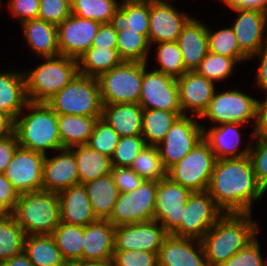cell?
Returning a JSON list of instances; mask_svg holds the SVG:
<instances>
[{
	"label": "cell",
	"instance_id": "cell-6",
	"mask_svg": "<svg viewBox=\"0 0 267 266\" xmlns=\"http://www.w3.org/2000/svg\"><path fill=\"white\" fill-rule=\"evenodd\" d=\"M46 103L60 115L102 116L97 78L79 73Z\"/></svg>",
	"mask_w": 267,
	"mask_h": 266
},
{
	"label": "cell",
	"instance_id": "cell-5",
	"mask_svg": "<svg viewBox=\"0 0 267 266\" xmlns=\"http://www.w3.org/2000/svg\"><path fill=\"white\" fill-rule=\"evenodd\" d=\"M43 60L36 69L23 72L28 102L46 103L78 74L77 59L58 55Z\"/></svg>",
	"mask_w": 267,
	"mask_h": 266
},
{
	"label": "cell",
	"instance_id": "cell-60",
	"mask_svg": "<svg viewBox=\"0 0 267 266\" xmlns=\"http://www.w3.org/2000/svg\"><path fill=\"white\" fill-rule=\"evenodd\" d=\"M1 266H34L25 252L14 255L8 260L0 262Z\"/></svg>",
	"mask_w": 267,
	"mask_h": 266
},
{
	"label": "cell",
	"instance_id": "cell-55",
	"mask_svg": "<svg viewBox=\"0 0 267 266\" xmlns=\"http://www.w3.org/2000/svg\"><path fill=\"white\" fill-rule=\"evenodd\" d=\"M18 147L19 144L15 133L0 139V173H4Z\"/></svg>",
	"mask_w": 267,
	"mask_h": 266
},
{
	"label": "cell",
	"instance_id": "cell-27",
	"mask_svg": "<svg viewBox=\"0 0 267 266\" xmlns=\"http://www.w3.org/2000/svg\"><path fill=\"white\" fill-rule=\"evenodd\" d=\"M143 109L135 103L103 104L102 116L120 137L142 134Z\"/></svg>",
	"mask_w": 267,
	"mask_h": 266
},
{
	"label": "cell",
	"instance_id": "cell-39",
	"mask_svg": "<svg viewBox=\"0 0 267 266\" xmlns=\"http://www.w3.org/2000/svg\"><path fill=\"white\" fill-rule=\"evenodd\" d=\"M117 51L123 61L147 63L149 40L130 28L117 32Z\"/></svg>",
	"mask_w": 267,
	"mask_h": 266
},
{
	"label": "cell",
	"instance_id": "cell-61",
	"mask_svg": "<svg viewBox=\"0 0 267 266\" xmlns=\"http://www.w3.org/2000/svg\"><path fill=\"white\" fill-rule=\"evenodd\" d=\"M80 266H115L112 259L105 261H93V262H83L78 263Z\"/></svg>",
	"mask_w": 267,
	"mask_h": 266
},
{
	"label": "cell",
	"instance_id": "cell-30",
	"mask_svg": "<svg viewBox=\"0 0 267 266\" xmlns=\"http://www.w3.org/2000/svg\"><path fill=\"white\" fill-rule=\"evenodd\" d=\"M150 1L124 0L114 12L109 24L120 32L127 28L143 34L148 39Z\"/></svg>",
	"mask_w": 267,
	"mask_h": 266
},
{
	"label": "cell",
	"instance_id": "cell-59",
	"mask_svg": "<svg viewBox=\"0 0 267 266\" xmlns=\"http://www.w3.org/2000/svg\"><path fill=\"white\" fill-rule=\"evenodd\" d=\"M15 119L0 111V139L14 134Z\"/></svg>",
	"mask_w": 267,
	"mask_h": 266
},
{
	"label": "cell",
	"instance_id": "cell-50",
	"mask_svg": "<svg viewBox=\"0 0 267 266\" xmlns=\"http://www.w3.org/2000/svg\"><path fill=\"white\" fill-rule=\"evenodd\" d=\"M220 266H267L260 253V244L256 237L244 248L231 256Z\"/></svg>",
	"mask_w": 267,
	"mask_h": 266
},
{
	"label": "cell",
	"instance_id": "cell-14",
	"mask_svg": "<svg viewBox=\"0 0 267 266\" xmlns=\"http://www.w3.org/2000/svg\"><path fill=\"white\" fill-rule=\"evenodd\" d=\"M192 191L165 177L157 181L154 220L161 222L165 232L172 235L179 227L188 197Z\"/></svg>",
	"mask_w": 267,
	"mask_h": 266
},
{
	"label": "cell",
	"instance_id": "cell-63",
	"mask_svg": "<svg viewBox=\"0 0 267 266\" xmlns=\"http://www.w3.org/2000/svg\"><path fill=\"white\" fill-rule=\"evenodd\" d=\"M6 213L0 208V218L3 217Z\"/></svg>",
	"mask_w": 267,
	"mask_h": 266
},
{
	"label": "cell",
	"instance_id": "cell-38",
	"mask_svg": "<svg viewBox=\"0 0 267 266\" xmlns=\"http://www.w3.org/2000/svg\"><path fill=\"white\" fill-rule=\"evenodd\" d=\"M26 234L11 213L0 218V262L24 252Z\"/></svg>",
	"mask_w": 267,
	"mask_h": 266
},
{
	"label": "cell",
	"instance_id": "cell-37",
	"mask_svg": "<svg viewBox=\"0 0 267 266\" xmlns=\"http://www.w3.org/2000/svg\"><path fill=\"white\" fill-rule=\"evenodd\" d=\"M180 117L176 112L159 109H143L142 134L147 145L157 146Z\"/></svg>",
	"mask_w": 267,
	"mask_h": 266
},
{
	"label": "cell",
	"instance_id": "cell-49",
	"mask_svg": "<svg viewBox=\"0 0 267 266\" xmlns=\"http://www.w3.org/2000/svg\"><path fill=\"white\" fill-rule=\"evenodd\" d=\"M115 266H158V253L137 250H114Z\"/></svg>",
	"mask_w": 267,
	"mask_h": 266
},
{
	"label": "cell",
	"instance_id": "cell-11",
	"mask_svg": "<svg viewBox=\"0 0 267 266\" xmlns=\"http://www.w3.org/2000/svg\"><path fill=\"white\" fill-rule=\"evenodd\" d=\"M192 117L180 116L157 145L166 170L181 161L203 139V128Z\"/></svg>",
	"mask_w": 267,
	"mask_h": 266
},
{
	"label": "cell",
	"instance_id": "cell-36",
	"mask_svg": "<svg viewBox=\"0 0 267 266\" xmlns=\"http://www.w3.org/2000/svg\"><path fill=\"white\" fill-rule=\"evenodd\" d=\"M51 236L67 263H83V226L60 222Z\"/></svg>",
	"mask_w": 267,
	"mask_h": 266
},
{
	"label": "cell",
	"instance_id": "cell-45",
	"mask_svg": "<svg viewBox=\"0 0 267 266\" xmlns=\"http://www.w3.org/2000/svg\"><path fill=\"white\" fill-rule=\"evenodd\" d=\"M120 140V135L103 119L95 123L93 133L90 135L87 145L111 158Z\"/></svg>",
	"mask_w": 267,
	"mask_h": 266
},
{
	"label": "cell",
	"instance_id": "cell-13",
	"mask_svg": "<svg viewBox=\"0 0 267 266\" xmlns=\"http://www.w3.org/2000/svg\"><path fill=\"white\" fill-rule=\"evenodd\" d=\"M209 118L214 124L241 123L256 120V99L236 90L213 94L200 118Z\"/></svg>",
	"mask_w": 267,
	"mask_h": 266
},
{
	"label": "cell",
	"instance_id": "cell-53",
	"mask_svg": "<svg viewBox=\"0 0 267 266\" xmlns=\"http://www.w3.org/2000/svg\"><path fill=\"white\" fill-rule=\"evenodd\" d=\"M18 196L10 181L0 173V208L5 213H12L16 207Z\"/></svg>",
	"mask_w": 267,
	"mask_h": 266
},
{
	"label": "cell",
	"instance_id": "cell-18",
	"mask_svg": "<svg viewBox=\"0 0 267 266\" xmlns=\"http://www.w3.org/2000/svg\"><path fill=\"white\" fill-rule=\"evenodd\" d=\"M191 17L180 13L169 2L150 1L148 40L152 43L177 41L184 25Z\"/></svg>",
	"mask_w": 267,
	"mask_h": 266
},
{
	"label": "cell",
	"instance_id": "cell-33",
	"mask_svg": "<svg viewBox=\"0 0 267 266\" xmlns=\"http://www.w3.org/2000/svg\"><path fill=\"white\" fill-rule=\"evenodd\" d=\"M101 117L57 114L62 148L86 145L93 133L95 123Z\"/></svg>",
	"mask_w": 267,
	"mask_h": 266
},
{
	"label": "cell",
	"instance_id": "cell-22",
	"mask_svg": "<svg viewBox=\"0 0 267 266\" xmlns=\"http://www.w3.org/2000/svg\"><path fill=\"white\" fill-rule=\"evenodd\" d=\"M196 244H195V243ZM196 248L194 247L195 245ZM158 266H208L200 240L168 235L158 252Z\"/></svg>",
	"mask_w": 267,
	"mask_h": 266
},
{
	"label": "cell",
	"instance_id": "cell-34",
	"mask_svg": "<svg viewBox=\"0 0 267 266\" xmlns=\"http://www.w3.org/2000/svg\"><path fill=\"white\" fill-rule=\"evenodd\" d=\"M24 252L34 266L67 264L51 235H26Z\"/></svg>",
	"mask_w": 267,
	"mask_h": 266
},
{
	"label": "cell",
	"instance_id": "cell-52",
	"mask_svg": "<svg viewBox=\"0 0 267 266\" xmlns=\"http://www.w3.org/2000/svg\"><path fill=\"white\" fill-rule=\"evenodd\" d=\"M8 6L13 17L21 19V23L38 18L39 0H10Z\"/></svg>",
	"mask_w": 267,
	"mask_h": 266
},
{
	"label": "cell",
	"instance_id": "cell-12",
	"mask_svg": "<svg viewBox=\"0 0 267 266\" xmlns=\"http://www.w3.org/2000/svg\"><path fill=\"white\" fill-rule=\"evenodd\" d=\"M147 63H143V78L139 105L142 109H159L176 112L183 116L179 101L177 78L160 71H146Z\"/></svg>",
	"mask_w": 267,
	"mask_h": 266
},
{
	"label": "cell",
	"instance_id": "cell-25",
	"mask_svg": "<svg viewBox=\"0 0 267 266\" xmlns=\"http://www.w3.org/2000/svg\"><path fill=\"white\" fill-rule=\"evenodd\" d=\"M176 42L181 50L185 69L195 71L208 53L207 26L193 17L190 18Z\"/></svg>",
	"mask_w": 267,
	"mask_h": 266
},
{
	"label": "cell",
	"instance_id": "cell-26",
	"mask_svg": "<svg viewBox=\"0 0 267 266\" xmlns=\"http://www.w3.org/2000/svg\"><path fill=\"white\" fill-rule=\"evenodd\" d=\"M242 125L241 123H223L209 130L202 126L203 140L209 145L217 160L249 156L251 144L237 153L241 142V134L238 128Z\"/></svg>",
	"mask_w": 267,
	"mask_h": 266
},
{
	"label": "cell",
	"instance_id": "cell-9",
	"mask_svg": "<svg viewBox=\"0 0 267 266\" xmlns=\"http://www.w3.org/2000/svg\"><path fill=\"white\" fill-rule=\"evenodd\" d=\"M157 181L144 180L130 193H119L109 220L115 227L154 220Z\"/></svg>",
	"mask_w": 267,
	"mask_h": 266
},
{
	"label": "cell",
	"instance_id": "cell-7",
	"mask_svg": "<svg viewBox=\"0 0 267 266\" xmlns=\"http://www.w3.org/2000/svg\"><path fill=\"white\" fill-rule=\"evenodd\" d=\"M143 62L123 61L97 80L103 104L139 103Z\"/></svg>",
	"mask_w": 267,
	"mask_h": 266
},
{
	"label": "cell",
	"instance_id": "cell-10",
	"mask_svg": "<svg viewBox=\"0 0 267 266\" xmlns=\"http://www.w3.org/2000/svg\"><path fill=\"white\" fill-rule=\"evenodd\" d=\"M224 214L208 191L192 192L183 210L180 227L172 236L201 240Z\"/></svg>",
	"mask_w": 267,
	"mask_h": 266
},
{
	"label": "cell",
	"instance_id": "cell-32",
	"mask_svg": "<svg viewBox=\"0 0 267 266\" xmlns=\"http://www.w3.org/2000/svg\"><path fill=\"white\" fill-rule=\"evenodd\" d=\"M75 158L79 174V183L85 184L111 173V158L91 149L87 144L69 148Z\"/></svg>",
	"mask_w": 267,
	"mask_h": 266
},
{
	"label": "cell",
	"instance_id": "cell-58",
	"mask_svg": "<svg viewBox=\"0 0 267 266\" xmlns=\"http://www.w3.org/2000/svg\"><path fill=\"white\" fill-rule=\"evenodd\" d=\"M232 10L251 9L267 13V0H223Z\"/></svg>",
	"mask_w": 267,
	"mask_h": 266
},
{
	"label": "cell",
	"instance_id": "cell-42",
	"mask_svg": "<svg viewBox=\"0 0 267 266\" xmlns=\"http://www.w3.org/2000/svg\"><path fill=\"white\" fill-rule=\"evenodd\" d=\"M208 51L214 54L234 58L237 62L248 58L240 51L236 35L232 27L220 29L217 32L207 27Z\"/></svg>",
	"mask_w": 267,
	"mask_h": 266
},
{
	"label": "cell",
	"instance_id": "cell-35",
	"mask_svg": "<svg viewBox=\"0 0 267 266\" xmlns=\"http://www.w3.org/2000/svg\"><path fill=\"white\" fill-rule=\"evenodd\" d=\"M78 73L98 78L120 65L123 60L119 57L117 48L90 47L78 59Z\"/></svg>",
	"mask_w": 267,
	"mask_h": 266
},
{
	"label": "cell",
	"instance_id": "cell-40",
	"mask_svg": "<svg viewBox=\"0 0 267 266\" xmlns=\"http://www.w3.org/2000/svg\"><path fill=\"white\" fill-rule=\"evenodd\" d=\"M130 168L148 181H160L167 176L157 146L146 145L135 157Z\"/></svg>",
	"mask_w": 267,
	"mask_h": 266
},
{
	"label": "cell",
	"instance_id": "cell-24",
	"mask_svg": "<svg viewBox=\"0 0 267 266\" xmlns=\"http://www.w3.org/2000/svg\"><path fill=\"white\" fill-rule=\"evenodd\" d=\"M115 226L109 220L90 223L84 227L83 262L112 259Z\"/></svg>",
	"mask_w": 267,
	"mask_h": 266
},
{
	"label": "cell",
	"instance_id": "cell-41",
	"mask_svg": "<svg viewBox=\"0 0 267 266\" xmlns=\"http://www.w3.org/2000/svg\"><path fill=\"white\" fill-rule=\"evenodd\" d=\"M119 8L116 0H71V13L101 24L109 23Z\"/></svg>",
	"mask_w": 267,
	"mask_h": 266
},
{
	"label": "cell",
	"instance_id": "cell-21",
	"mask_svg": "<svg viewBox=\"0 0 267 266\" xmlns=\"http://www.w3.org/2000/svg\"><path fill=\"white\" fill-rule=\"evenodd\" d=\"M179 88V101L183 115L185 110H191L192 116L201 117L206 111L213 94L215 84L213 81L199 75L196 71H187L177 78Z\"/></svg>",
	"mask_w": 267,
	"mask_h": 266
},
{
	"label": "cell",
	"instance_id": "cell-56",
	"mask_svg": "<svg viewBox=\"0 0 267 266\" xmlns=\"http://www.w3.org/2000/svg\"><path fill=\"white\" fill-rule=\"evenodd\" d=\"M267 94V91H265ZM256 123L252 137H267V97L266 100H256Z\"/></svg>",
	"mask_w": 267,
	"mask_h": 266
},
{
	"label": "cell",
	"instance_id": "cell-16",
	"mask_svg": "<svg viewBox=\"0 0 267 266\" xmlns=\"http://www.w3.org/2000/svg\"><path fill=\"white\" fill-rule=\"evenodd\" d=\"M101 23L71 14L57 25L60 55L78 59L92 46Z\"/></svg>",
	"mask_w": 267,
	"mask_h": 266
},
{
	"label": "cell",
	"instance_id": "cell-54",
	"mask_svg": "<svg viewBox=\"0 0 267 266\" xmlns=\"http://www.w3.org/2000/svg\"><path fill=\"white\" fill-rule=\"evenodd\" d=\"M116 46L117 31L109 23L101 24L95 38L93 39L92 47L108 49L116 48Z\"/></svg>",
	"mask_w": 267,
	"mask_h": 266
},
{
	"label": "cell",
	"instance_id": "cell-19",
	"mask_svg": "<svg viewBox=\"0 0 267 266\" xmlns=\"http://www.w3.org/2000/svg\"><path fill=\"white\" fill-rule=\"evenodd\" d=\"M233 11L238 13V17L231 27L236 35L240 51L250 60L263 46L267 45V38H264L267 13L251 9Z\"/></svg>",
	"mask_w": 267,
	"mask_h": 266
},
{
	"label": "cell",
	"instance_id": "cell-8",
	"mask_svg": "<svg viewBox=\"0 0 267 266\" xmlns=\"http://www.w3.org/2000/svg\"><path fill=\"white\" fill-rule=\"evenodd\" d=\"M217 158L202 139L187 155L167 170V177L192 192L207 191Z\"/></svg>",
	"mask_w": 267,
	"mask_h": 266
},
{
	"label": "cell",
	"instance_id": "cell-31",
	"mask_svg": "<svg viewBox=\"0 0 267 266\" xmlns=\"http://www.w3.org/2000/svg\"><path fill=\"white\" fill-rule=\"evenodd\" d=\"M97 219L107 220L117 201L119 190L111 173L83 184Z\"/></svg>",
	"mask_w": 267,
	"mask_h": 266
},
{
	"label": "cell",
	"instance_id": "cell-47",
	"mask_svg": "<svg viewBox=\"0 0 267 266\" xmlns=\"http://www.w3.org/2000/svg\"><path fill=\"white\" fill-rule=\"evenodd\" d=\"M256 143L249 152L258 183L267 191V137L254 136Z\"/></svg>",
	"mask_w": 267,
	"mask_h": 266
},
{
	"label": "cell",
	"instance_id": "cell-2",
	"mask_svg": "<svg viewBox=\"0 0 267 266\" xmlns=\"http://www.w3.org/2000/svg\"><path fill=\"white\" fill-rule=\"evenodd\" d=\"M251 213H225L200 240L208 266H220L259 232Z\"/></svg>",
	"mask_w": 267,
	"mask_h": 266
},
{
	"label": "cell",
	"instance_id": "cell-3",
	"mask_svg": "<svg viewBox=\"0 0 267 266\" xmlns=\"http://www.w3.org/2000/svg\"><path fill=\"white\" fill-rule=\"evenodd\" d=\"M30 113L15 119L14 133L19 147L46 155V151L62 148L57 113L47 103L28 102ZM22 116L23 118H21Z\"/></svg>",
	"mask_w": 267,
	"mask_h": 266
},
{
	"label": "cell",
	"instance_id": "cell-62",
	"mask_svg": "<svg viewBox=\"0 0 267 266\" xmlns=\"http://www.w3.org/2000/svg\"><path fill=\"white\" fill-rule=\"evenodd\" d=\"M65 266H80L78 263H67Z\"/></svg>",
	"mask_w": 267,
	"mask_h": 266
},
{
	"label": "cell",
	"instance_id": "cell-64",
	"mask_svg": "<svg viewBox=\"0 0 267 266\" xmlns=\"http://www.w3.org/2000/svg\"><path fill=\"white\" fill-rule=\"evenodd\" d=\"M144 1H163V0H144Z\"/></svg>",
	"mask_w": 267,
	"mask_h": 266
},
{
	"label": "cell",
	"instance_id": "cell-57",
	"mask_svg": "<svg viewBox=\"0 0 267 266\" xmlns=\"http://www.w3.org/2000/svg\"><path fill=\"white\" fill-rule=\"evenodd\" d=\"M254 56H259V60L261 61L258 67V71L256 72V84L262 90L267 91V45L263 46Z\"/></svg>",
	"mask_w": 267,
	"mask_h": 266
},
{
	"label": "cell",
	"instance_id": "cell-29",
	"mask_svg": "<svg viewBox=\"0 0 267 266\" xmlns=\"http://www.w3.org/2000/svg\"><path fill=\"white\" fill-rule=\"evenodd\" d=\"M28 103L23 71H0V111L9 114L14 119L21 115Z\"/></svg>",
	"mask_w": 267,
	"mask_h": 266
},
{
	"label": "cell",
	"instance_id": "cell-51",
	"mask_svg": "<svg viewBox=\"0 0 267 266\" xmlns=\"http://www.w3.org/2000/svg\"><path fill=\"white\" fill-rule=\"evenodd\" d=\"M111 174L114 183L118 187L119 193H130L135 190L144 181L130 167H114L112 166Z\"/></svg>",
	"mask_w": 267,
	"mask_h": 266
},
{
	"label": "cell",
	"instance_id": "cell-1",
	"mask_svg": "<svg viewBox=\"0 0 267 266\" xmlns=\"http://www.w3.org/2000/svg\"><path fill=\"white\" fill-rule=\"evenodd\" d=\"M207 191L224 213H252V204L265 193L249 156L216 161Z\"/></svg>",
	"mask_w": 267,
	"mask_h": 266
},
{
	"label": "cell",
	"instance_id": "cell-23",
	"mask_svg": "<svg viewBox=\"0 0 267 266\" xmlns=\"http://www.w3.org/2000/svg\"><path fill=\"white\" fill-rule=\"evenodd\" d=\"M60 222L85 227L97 221L83 184L71 186L58 193Z\"/></svg>",
	"mask_w": 267,
	"mask_h": 266
},
{
	"label": "cell",
	"instance_id": "cell-43",
	"mask_svg": "<svg viewBox=\"0 0 267 266\" xmlns=\"http://www.w3.org/2000/svg\"><path fill=\"white\" fill-rule=\"evenodd\" d=\"M156 58L160 65V71L166 75L178 78L181 77L187 70L184 67L181 50L176 41L157 43Z\"/></svg>",
	"mask_w": 267,
	"mask_h": 266
},
{
	"label": "cell",
	"instance_id": "cell-48",
	"mask_svg": "<svg viewBox=\"0 0 267 266\" xmlns=\"http://www.w3.org/2000/svg\"><path fill=\"white\" fill-rule=\"evenodd\" d=\"M71 14V0H39V19L58 25Z\"/></svg>",
	"mask_w": 267,
	"mask_h": 266
},
{
	"label": "cell",
	"instance_id": "cell-44",
	"mask_svg": "<svg viewBox=\"0 0 267 266\" xmlns=\"http://www.w3.org/2000/svg\"><path fill=\"white\" fill-rule=\"evenodd\" d=\"M236 63L237 61L234 58L214 54L208 51L206 57L200 62V65L195 71L199 75L216 82L225 80L229 77L231 73H233V67Z\"/></svg>",
	"mask_w": 267,
	"mask_h": 266
},
{
	"label": "cell",
	"instance_id": "cell-20",
	"mask_svg": "<svg viewBox=\"0 0 267 266\" xmlns=\"http://www.w3.org/2000/svg\"><path fill=\"white\" fill-rule=\"evenodd\" d=\"M79 174L76 158L69 148L60 150V154L50 159L47 154L43 160L42 190L60 193L61 191L78 185Z\"/></svg>",
	"mask_w": 267,
	"mask_h": 266
},
{
	"label": "cell",
	"instance_id": "cell-28",
	"mask_svg": "<svg viewBox=\"0 0 267 266\" xmlns=\"http://www.w3.org/2000/svg\"><path fill=\"white\" fill-rule=\"evenodd\" d=\"M27 44L41 57L60 55L57 37V25L36 18L22 22Z\"/></svg>",
	"mask_w": 267,
	"mask_h": 266
},
{
	"label": "cell",
	"instance_id": "cell-15",
	"mask_svg": "<svg viewBox=\"0 0 267 266\" xmlns=\"http://www.w3.org/2000/svg\"><path fill=\"white\" fill-rule=\"evenodd\" d=\"M45 155L18 147L4 171L13 189L19 194L42 190Z\"/></svg>",
	"mask_w": 267,
	"mask_h": 266
},
{
	"label": "cell",
	"instance_id": "cell-17",
	"mask_svg": "<svg viewBox=\"0 0 267 266\" xmlns=\"http://www.w3.org/2000/svg\"><path fill=\"white\" fill-rule=\"evenodd\" d=\"M168 236L155 220L115 227L114 250H141L158 253Z\"/></svg>",
	"mask_w": 267,
	"mask_h": 266
},
{
	"label": "cell",
	"instance_id": "cell-46",
	"mask_svg": "<svg viewBox=\"0 0 267 266\" xmlns=\"http://www.w3.org/2000/svg\"><path fill=\"white\" fill-rule=\"evenodd\" d=\"M146 145L141 135L120 137L111 156L112 166L131 167L135 157Z\"/></svg>",
	"mask_w": 267,
	"mask_h": 266
},
{
	"label": "cell",
	"instance_id": "cell-4",
	"mask_svg": "<svg viewBox=\"0 0 267 266\" xmlns=\"http://www.w3.org/2000/svg\"><path fill=\"white\" fill-rule=\"evenodd\" d=\"M11 214L26 235H51L60 223L58 194L45 190L19 194Z\"/></svg>",
	"mask_w": 267,
	"mask_h": 266
}]
</instances>
